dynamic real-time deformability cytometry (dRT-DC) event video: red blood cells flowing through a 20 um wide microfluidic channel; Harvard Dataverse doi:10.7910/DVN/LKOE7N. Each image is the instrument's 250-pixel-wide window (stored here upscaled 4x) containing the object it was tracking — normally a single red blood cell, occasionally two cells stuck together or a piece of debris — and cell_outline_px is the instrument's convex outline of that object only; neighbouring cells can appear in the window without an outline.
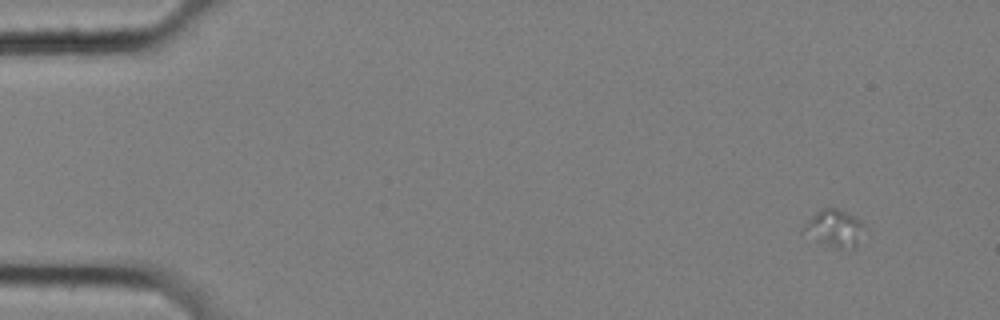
{"species": "common noctule bat (a hibernating species)", "species_latin": "Nyctalus noctula", "temperature_condition": "cold", "stored_images_in_passage": 20, "camera_frame_rate_fps": 3000, "um_per_image_px": 0.085, "animal": {"sex": "female", "body_mass_g": 25.1}, "frame": {"image": 1, "passage_image": 6, "time_ms": 1.667, "image_size_px": [1000, 320], "cell_outline_px": [[864, 224], [856, 248], [836, 248], [816, 240], [800, 232], [800, 228], [816, 212], [824, 208], [836, 208], [860, 220]], "centroid_in_image_um": [70.88, 19.41], "position_along_channel_um": 14.1, "area_um2": 12.89}}